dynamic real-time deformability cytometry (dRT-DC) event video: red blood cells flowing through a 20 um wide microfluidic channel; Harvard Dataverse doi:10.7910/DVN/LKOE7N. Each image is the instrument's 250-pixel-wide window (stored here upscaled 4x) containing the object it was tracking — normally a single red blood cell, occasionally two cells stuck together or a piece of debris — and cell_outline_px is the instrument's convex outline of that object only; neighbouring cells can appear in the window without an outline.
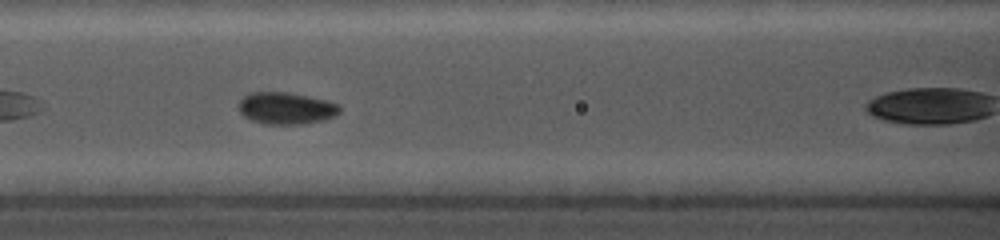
{"species": "common noctule bat (a hibernating species)", "species_latin": "Nyctalus noctula", "temperature_condition": "cold", "stored_images_in_passage": 8, "camera_frame_rate_fps": 5000, "um_per_image_px": 0.085, "animal": {"sex": "female", "body_mass_g": 19.0, "forearm_length_mm": 56.7}, "frame": {"image": 1, "passage_image": 3, "time_ms": 2.0, "image_size_px": [1000, 240], "cell_outline_px": [[340, 112], [336, 116], [324, 120], [300, 124], [264, 124], [252, 120], [244, 116], [236, 108], [240, 100], [244, 96], [252, 92], [288, 92], [308, 96], [340, 104]], "centroid_in_image_um": [24.31, 9.2], "position_along_channel_um": 142.3, "area_um2": 18.9}}